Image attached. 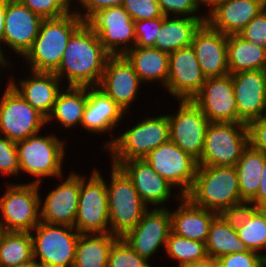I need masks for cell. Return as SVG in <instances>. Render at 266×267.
I'll return each instance as SVG.
<instances>
[{
	"label": "cell",
	"instance_id": "6da1fadb",
	"mask_svg": "<svg viewBox=\"0 0 266 267\" xmlns=\"http://www.w3.org/2000/svg\"><path fill=\"white\" fill-rule=\"evenodd\" d=\"M109 56L96 33L84 22L69 38L54 73L60 79L65 72L69 86L91 89L99 85Z\"/></svg>",
	"mask_w": 266,
	"mask_h": 267
},
{
	"label": "cell",
	"instance_id": "7a4b0ae2",
	"mask_svg": "<svg viewBox=\"0 0 266 267\" xmlns=\"http://www.w3.org/2000/svg\"><path fill=\"white\" fill-rule=\"evenodd\" d=\"M186 197L195 206L218 214H232L247 206L240 196L235 166H198Z\"/></svg>",
	"mask_w": 266,
	"mask_h": 267
},
{
	"label": "cell",
	"instance_id": "3957f363",
	"mask_svg": "<svg viewBox=\"0 0 266 267\" xmlns=\"http://www.w3.org/2000/svg\"><path fill=\"white\" fill-rule=\"evenodd\" d=\"M83 23L75 12L58 18L43 19L33 45L23 56L29 61L31 70L55 72L69 38Z\"/></svg>",
	"mask_w": 266,
	"mask_h": 267
},
{
	"label": "cell",
	"instance_id": "277c9868",
	"mask_svg": "<svg viewBox=\"0 0 266 267\" xmlns=\"http://www.w3.org/2000/svg\"><path fill=\"white\" fill-rule=\"evenodd\" d=\"M112 167L110 185L106 184L110 233L123 237L137 225L148 208L127 174L119 166Z\"/></svg>",
	"mask_w": 266,
	"mask_h": 267
},
{
	"label": "cell",
	"instance_id": "5b68a950",
	"mask_svg": "<svg viewBox=\"0 0 266 267\" xmlns=\"http://www.w3.org/2000/svg\"><path fill=\"white\" fill-rule=\"evenodd\" d=\"M170 140L168 116L147 118L105 144L112 151L113 165L143 159L149 152Z\"/></svg>",
	"mask_w": 266,
	"mask_h": 267
},
{
	"label": "cell",
	"instance_id": "8992f818",
	"mask_svg": "<svg viewBox=\"0 0 266 267\" xmlns=\"http://www.w3.org/2000/svg\"><path fill=\"white\" fill-rule=\"evenodd\" d=\"M248 145L246 123L210 122L198 166H235Z\"/></svg>",
	"mask_w": 266,
	"mask_h": 267
},
{
	"label": "cell",
	"instance_id": "52a82bcc",
	"mask_svg": "<svg viewBox=\"0 0 266 267\" xmlns=\"http://www.w3.org/2000/svg\"><path fill=\"white\" fill-rule=\"evenodd\" d=\"M33 230H36L35 237L31 234L33 257L40 258L37 262L41 267H73L80 235L74 227L40 221Z\"/></svg>",
	"mask_w": 266,
	"mask_h": 267
},
{
	"label": "cell",
	"instance_id": "ba28073f",
	"mask_svg": "<svg viewBox=\"0 0 266 267\" xmlns=\"http://www.w3.org/2000/svg\"><path fill=\"white\" fill-rule=\"evenodd\" d=\"M39 184L10 185L0 198V210L4 221L0 230L32 232L41 221ZM39 210V211H38Z\"/></svg>",
	"mask_w": 266,
	"mask_h": 267
},
{
	"label": "cell",
	"instance_id": "9c48e42d",
	"mask_svg": "<svg viewBox=\"0 0 266 267\" xmlns=\"http://www.w3.org/2000/svg\"><path fill=\"white\" fill-rule=\"evenodd\" d=\"M19 159V171L23 170L39 179L41 177L62 175V162L65 157L63 142L55 136H39L38 133L25 140L16 142Z\"/></svg>",
	"mask_w": 266,
	"mask_h": 267
},
{
	"label": "cell",
	"instance_id": "30bf717a",
	"mask_svg": "<svg viewBox=\"0 0 266 267\" xmlns=\"http://www.w3.org/2000/svg\"><path fill=\"white\" fill-rule=\"evenodd\" d=\"M109 223L106 183L99 171L94 170L88 182L84 176L80 177L79 202L74 228L80 234H103L110 233Z\"/></svg>",
	"mask_w": 266,
	"mask_h": 267
},
{
	"label": "cell",
	"instance_id": "8fae6325",
	"mask_svg": "<svg viewBox=\"0 0 266 267\" xmlns=\"http://www.w3.org/2000/svg\"><path fill=\"white\" fill-rule=\"evenodd\" d=\"M46 118L29 104L10 84L0 101V132L18 142L39 132Z\"/></svg>",
	"mask_w": 266,
	"mask_h": 267
},
{
	"label": "cell",
	"instance_id": "7c38bea8",
	"mask_svg": "<svg viewBox=\"0 0 266 267\" xmlns=\"http://www.w3.org/2000/svg\"><path fill=\"white\" fill-rule=\"evenodd\" d=\"M144 159L171 185H180L181 196L189 193L198 168V161L195 158L169 140L149 152Z\"/></svg>",
	"mask_w": 266,
	"mask_h": 267
},
{
	"label": "cell",
	"instance_id": "4fadbf2b",
	"mask_svg": "<svg viewBox=\"0 0 266 267\" xmlns=\"http://www.w3.org/2000/svg\"><path fill=\"white\" fill-rule=\"evenodd\" d=\"M85 23L96 33L100 43L110 55H123L135 47V22L123 6L99 10ZM130 41L133 44L132 47H129ZM121 44H124V48L118 50L117 47Z\"/></svg>",
	"mask_w": 266,
	"mask_h": 267
},
{
	"label": "cell",
	"instance_id": "5bb4252c",
	"mask_svg": "<svg viewBox=\"0 0 266 267\" xmlns=\"http://www.w3.org/2000/svg\"><path fill=\"white\" fill-rule=\"evenodd\" d=\"M180 102L178 113L167 115L170 141L199 161L210 121L192 100Z\"/></svg>",
	"mask_w": 266,
	"mask_h": 267
},
{
	"label": "cell",
	"instance_id": "9a60e30c",
	"mask_svg": "<svg viewBox=\"0 0 266 267\" xmlns=\"http://www.w3.org/2000/svg\"><path fill=\"white\" fill-rule=\"evenodd\" d=\"M192 101L210 122L245 123L238 115L232 74L206 78Z\"/></svg>",
	"mask_w": 266,
	"mask_h": 267
},
{
	"label": "cell",
	"instance_id": "2e32d148",
	"mask_svg": "<svg viewBox=\"0 0 266 267\" xmlns=\"http://www.w3.org/2000/svg\"><path fill=\"white\" fill-rule=\"evenodd\" d=\"M170 212L164 208L147 210L137 225L122 238L141 257L149 260L161 244L166 246L171 233Z\"/></svg>",
	"mask_w": 266,
	"mask_h": 267
},
{
	"label": "cell",
	"instance_id": "e0dca14e",
	"mask_svg": "<svg viewBox=\"0 0 266 267\" xmlns=\"http://www.w3.org/2000/svg\"><path fill=\"white\" fill-rule=\"evenodd\" d=\"M206 81L190 45L169 53V75L166 84L178 100H192Z\"/></svg>",
	"mask_w": 266,
	"mask_h": 267
},
{
	"label": "cell",
	"instance_id": "ac0fdd59",
	"mask_svg": "<svg viewBox=\"0 0 266 267\" xmlns=\"http://www.w3.org/2000/svg\"><path fill=\"white\" fill-rule=\"evenodd\" d=\"M227 41L228 35L214 30L207 22L202 23L194 32L191 46L206 78L230 74Z\"/></svg>",
	"mask_w": 266,
	"mask_h": 267
},
{
	"label": "cell",
	"instance_id": "d6986e66",
	"mask_svg": "<svg viewBox=\"0 0 266 267\" xmlns=\"http://www.w3.org/2000/svg\"><path fill=\"white\" fill-rule=\"evenodd\" d=\"M139 83L141 79L124 55H110L98 88L127 112L135 100Z\"/></svg>",
	"mask_w": 266,
	"mask_h": 267
},
{
	"label": "cell",
	"instance_id": "ffe728a7",
	"mask_svg": "<svg viewBox=\"0 0 266 267\" xmlns=\"http://www.w3.org/2000/svg\"><path fill=\"white\" fill-rule=\"evenodd\" d=\"M43 18L19 0H7L4 43L16 54L25 55L35 41Z\"/></svg>",
	"mask_w": 266,
	"mask_h": 267
},
{
	"label": "cell",
	"instance_id": "44dd1931",
	"mask_svg": "<svg viewBox=\"0 0 266 267\" xmlns=\"http://www.w3.org/2000/svg\"><path fill=\"white\" fill-rule=\"evenodd\" d=\"M239 117L247 124L261 118L266 110V76L264 70L232 74Z\"/></svg>",
	"mask_w": 266,
	"mask_h": 267
},
{
	"label": "cell",
	"instance_id": "7402d4cb",
	"mask_svg": "<svg viewBox=\"0 0 266 267\" xmlns=\"http://www.w3.org/2000/svg\"><path fill=\"white\" fill-rule=\"evenodd\" d=\"M80 192V175L70 176L50 192L40 209L41 221L48 224L68 225L74 227L78 210Z\"/></svg>",
	"mask_w": 266,
	"mask_h": 267
},
{
	"label": "cell",
	"instance_id": "603a6c76",
	"mask_svg": "<svg viewBox=\"0 0 266 267\" xmlns=\"http://www.w3.org/2000/svg\"><path fill=\"white\" fill-rule=\"evenodd\" d=\"M262 11V0H226L211 8L206 22L223 34H239Z\"/></svg>",
	"mask_w": 266,
	"mask_h": 267
},
{
	"label": "cell",
	"instance_id": "cb8c5ba5",
	"mask_svg": "<svg viewBox=\"0 0 266 267\" xmlns=\"http://www.w3.org/2000/svg\"><path fill=\"white\" fill-rule=\"evenodd\" d=\"M119 167L132 180L146 206L148 203L161 205L169 199L172 185L155 172L144 158L126 160Z\"/></svg>",
	"mask_w": 266,
	"mask_h": 267
},
{
	"label": "cell",
	"instance_id": "d4e9b609",
	"mask_svg": "<svg viewBox=\"0 0 266 267\" xmlns=\"http://www.w3.org/2000/svg\"><path fill=\"white\" fill-rule=\"evenodd\" d=\"M181 205L170 212L172 232L205 243L213 219L218 213L195 206L186 196H180Z\"/></svg>",
	"mask_w": 266,
	"mask_h": 267
},
{
	"label": "cell",
	"instance_id": "484cf974",
	"mask_svg": "<svg viewBox=\"0 0 266 267\" xmlns=\"http://www.w3.org/2000/svg\"><path fill=\"white\" fill-rule=\"evenodd\" d=\"M59 80L54 72L32 71L31 79L20 80L21 89L12 80L9 84L47 119L60 92Z\"/></svg>",
	"mask_w": 266,
	"mask_h": 267
},
{
	"label": "cell",
	"instance_id": "4316f807",
	"mask_svg": "<svg viewBox=\"0 0 266 267\" xmlns=\"http://www.w3.org/2000/svg\"><path fill=\"white\" fill-rule=\"evenodd\" d=\"M87 91L82 127L90 132L103 133L113 129L122 119L124 110L98 87Z\"/></svg>",
	"mask_w": 266,
	"mask_h": 267
},
{
	"label": "cell",
	"instance_id": "83f0119b",
	"mask_svg": "<svg viewBox=\"0 0 266 267\" xmlns=\"http://www.w3.org/2000/svg\"><path fill=\"white\" fill-rule=\"evenodd\" d=\"M205 248L208 257L217 259L227 254L249 251L246 244L238 237L234 217L231 214H218L213 219Z\"/></svg>",
	"mask_w": 266,
	"mask_h": 267
},
{
	"label": "cell",
	"instance_id": "f1b7e54d",
	"mask_svg": "<svg viewBox=\"0 0 266 267\" xmlns=\"http://www.w3.org/2000/svg\"><path fill=\"white\" fill-rule=\"evenodd\" d=\"M169 19L162 17V25L155 39L154 48L171 53L178 49L190 46L194 32L205 23V18L188 17Z\"/></svg>",
	"mask_w": 266,
	"mask_h": 267
},
{
	"label": "cell",
	"instance_id": "f546056e",
	"mask_svg": "<svg viewBox=\"0 0 266 267\" xmlns=\"http://www.w3.org/2000/svg\"><path fill=\"white\" fill-rule=\"evenodd\" d=\"M132 64L141 81H162L167 84L169 75V53L154 47H133L123 54Z\"/></svg>",
	"mask_w": 266,
	"mask_h": 267
},
{
	"label": "cell",
	"instance_id": "4dcf8cb0",
	"mask_svg": "<svg viewBox=\"0 0 266 267\" xmlns=\"http://www.w3.org/2000/svg\"><path fill=\"white\" fill-rule=\"evenodd\" d=\"M227 57L230 74L266 68V49L239 34L228 35Z\"/></svg>",
	"mask_w": 266,
	"mask_h": 267
},
{
	"label": "cell",
	"instance_id": "1f68e13d",
	"mask_svg": "<svg viewBox=\"0 0 266 267\" xmlns=\"http://www.w3.org/2000/svg\"><path fill=\"white\" fill-rule=\"evenodd\" d=\"M231 215L234 217L238 237L249 250L259 253L261 249H266V207L245 206Z\"/></svg>",
	"mask_w": 266,
	"mask_h": 267
},
{
	"label": "cell",
	"instance_id": "d6a6232c",
	"mask_svg": "<svg viewBox=\"0 0 266 267\" xmlns=\"http://www.w3.org/2000/svg\"><path fill=\"white\" fill-rule=\"evenodd\" d=\"M118 238L111 233L80 234L73 267H107L109 252Z\"/></svg>",
	"mask_w": 266,
	"mask_h": 267
},
{
	"label": "cell",
	"instance_id": "836d02e7",
	"mask_svg": "<svg viewBox=\"0 0 266 267\" xmlns=\"http://www.w3.org/2000/svg\"><path fill=\"white\" fill-rule=\"evenodd\" d=\"M87 89L89 87L68 86L66 92L60 91L46 122L53 117L66 128L81 124L87 104Z\"/></svg>",
	"mask_w": 266,
	"mask_h": 267
},
{
	"label": "cell",
	"instance_id": "e575fe53",
	"mask_svg": "<svg viewBox=\"0 0 266 267\" xmlns=\"http://www.w3.org/2000/svg\"><path fill=\"white\" fill-rule=\"evenodd\" d=\"M266 156L248 145L235 165L241 198L248 203L257 193Z\"/></svg>",
	"mask_w": 266,
	"mask_h": 267
},
{
	"label": "cell",
	"instance_id": "d590c367",
	"mask_svg": "<svg viewBox=\"0 0 266 267\" xmlns=\"http://www.w3.org/2000/svg\"><path fill=\"white\" fill-rule=\"evenodd\" d=\"M34 259L31 232L0 230V267Z\"/></svg>",
	"mask_w": 266,
	"mask_h": 267
},
{
	"label": "cell",
	"instance_id": "8d00e7d4",
	"mask_svg": "<svg viewBox=\"0 0 266 267\" xmlns=\"http://www.w3.org/2000/svg\"><path fill=\"white\" fill-rule=\"evenodd\" d=\"M169 256L180 265L203 260L207 257L205 243L179 236L171 231L165 246Z\"/></svg>",
	"mask_w": 266,
	"mask_h": 267
},
{
	"label": "cell",
	"instance_id": "74e56055",
	"mask_svg": "<svg viewBox=\"0 0 266 267\" xmlns=\"http://www.w3.org/2000/svg\"><path fill=\"white\" fill-rule=\"evenodd\" d=\"M147 261L119 237L111 247L107 267H151Z\"/></svg>",
	"mask_w": 266,
	"mask_h": 267
},
{
	"label": "cell",
	"instance_id": "f35d334b",
	"mask_svg": "<svg viewBox=\"0 0 266 267\" xmlns=\"http://www.w3.org/2000/svg\"><path fill=\"white\" fill-rule=\"evenodd\" d=\"M43 19L58 18L69 12L70 0H19Z\"/></svg>",
	"mask_w": 266,
	"mask_h": 267
},
{
	"label": "cell",
	"instance_id": "ab89813d",
	"mask_svg": "<svg viewBox=\"0 0 266 267\" xmlns=\"http://www.w3.org/2000/svg\"><path fill=\"white\" fill-rule=\"evenodd\" d=\"M122 6L134 22L164 17L157 0H124Z\"/></svg>",
	"mask_w": 266,
	"mask_h": 267
},
{
	"label": "cell",
	"instance_id": "60d3db41",
	"mask_svg": "<svg viewBox=\"0 0 266 267\" xmlns=\"http://www.w3.org/2000/svg\"><path fill=\"white\" fill-rule=\"evenodd\" d=\"M220 267H266V255L249 250L231 253L218 258Z\"/></svg>",
	"mask_w": 266,
	"mask_h": 267
},
{
	"label": "cell",
	"instance_id": "b9f144b4",
	"mask_svg": "<svg viewBox=\"0 0 266 267\" xmlns=\"http://www.w3.org/2000/svg\"><path fill=\"white\" fill-rule=\"evenodd\" d=\"M162 25V17L135 22L136 47H154L155 39Z\"/></svg>",
	"mask_w": 266,
	"mask_h": 267
},
{
	"label": "cell",
	"instance_id": "7bdbcfd3",
	"mask_svg": "<svg viewBox=\"0 0 266 267\" xmlns=\"http://www.w3.org/2000/svg\"><path fill=\"white\" fill-rule=\"evenodd\" d=\"M0 173H19V159L16 142L0 135Z\"/></svg>",
	"mask_w": 266,
	"mask_h": 267
},
{
	"label": "cell",
	"instance_id": "ee69618b",
	"mask_svg": "<svg viewBox=\"0 0 266 267\" xmlns=\"http://www.w3.org/2000/svg\"><path fill=\"white\" fill-rule=\"evenodd\" d=\"M250 43H255L266 49V11L255 16L239 33Z\"/></svg>",
	"mask_w": 266,
	"mask_h": 267
},
{
	"label": "cell",
	"instance_id": "f6af8a7d",
	"mask_svg": "<svg viewBox=\"0 0 266 267\" xmlns=\"http://www.w3.org/2000/svg\"><path fill=\"white\" fill-rule=\"evenodd\" d=\"M157 2L164 16H169V12H171L184 16L191 14V18H204V16L192 15L199 10V0H157Z\"/></svg>",
	"mask_w": 266,
	"mask_h": 267
},
{
	"label": "cell",
	"instance_id": "bcb514c9",
	"mask_svg": "<svg viewBox=\"0 0 266 267\" xmlns=\"http://www.w3.org/2000/svg\"><path fill=\"white\" fill-rule=\"evenodd\" d=\"M249 145L266 156V113L247 123Z\"/></svg>",
	"mask_w": 266,
	"mask_h": 267
},
{
	"label": "cell",
	"instance_id": "7dc6e473",
	"mask_svg": "<svg viewBox=\"0 0 266 267\" xmlns=\"http://www.w3.org/2000/svg\"><path fill=\"white\" fill-rule=\"evenodd\" d=\"M123 2L124 0H79V3H82L81 5L87 12L83 16L79 12L76 13L86 22L97 11L113 6H122Z\"/></svg>",
	"mask_w": 266,
	"mask_h": 267
},
{
	"label": "cell",
	"instance_id": "c3c4849f",
	"mask_svg": "<svg viewBox=\"0 0 266 267\" xmlns=\"http://www.w3.org/2000/svg\"><path fill=\"white\" fill-rule=\"evenodd\" d=\"M251 208H263L266 207V160L264 161V166L262 168L261 180L259 189L256 195L247 203Z\"/></svg>",
	"mask_w": 266,
	"mask_h": 267
},
{
	"label": "cell",
	"instance_id": "681fc988",
	"mask_svg": "<svg viewBox=\"0 0 266 267\" xmlns=\"http://www.w3.org/2000/svg\"><path fill=\"white\" fill-rule=\"evenodd\" d=\"M179 267H220L217 258L206 257L203 260L179 265Z\"/></svg>",
	"mask_w": 266,
	"mask_h": 267
},
{
	"label": "cell",
	"instance_id": "f907efd6",
	"mask_svg": "<svg viewBox=\"0 0 266 267\" xmlns=\"http://www.w3.org/2000/svg\"><path fill=\"white\" fill-rule=\"evenodd\" d=\"M6 9H7V0H0V43L4 42ZM0 51L2 52L1 47Z\"/></svg>",
	"mask_w": 266,
	"mask_h": 267
},
{
	"label": "cell",
	"instance_id": "816d5d0a",
	"mask_svg": "<svg viewBox=\"0 0 266 267\" xmlns=\"http://www.w3.org/2000/svg\"><path fill=\"white\" fill-rule=\"evenodd\" d=\"M9 267H41V265L35 259H32L30 261L20 263L18 265L9 266Z\"/></svg>",
	"mask_w": 266,
	"mask_h": 267
},
{
	"label": "cell",
	"instance_id": "f5cc1de1",
	"mask_svg": "<svg viewBox=\"0 0 266 267\" xmlns=\"http://www.w3.org/2000/svg\"><path fill=\"white\" fill-rule=\"evenodd\" d=\"M223 1H226V0H199L200 3L206 4L208 5V7L210 5V7L212 8L215 7L218 3L223 2Z\"/></svg>",
	"mask_w": 266,
	"mask_h": 267
},
{
	"label": "cell",
	"instance_id": "db71d44e",
	"mask_svg": "<svg viewBox=\"0 0 266 267\" xmlns=\"http://www.w3.org/2000/svg\"><path fill=\"white\" fill-rule=\"evenodd\" d=\"M7 63L9 62L6 61V59L4 58L3 52L0 51V65L1 66L3 65L4 67L5 65H7Z\"/></svg>",
	"mask_w": 266,
	"mask_h": 267
},
{
	"label": "cell",
	"instance_id": "11a10c76",
	"mask_svg": "<svg viewBox=\"0 0 266 267\" xmlns=\"http://www.w3.org/2000/svg\"><path fill=\"white\" fill-rule=\"evenodd\" d=\"M262 8L266 11V0H262Z\"/></svg>",
	"mask_w": 266,
	"mask_h": 267
}]
</instances>
